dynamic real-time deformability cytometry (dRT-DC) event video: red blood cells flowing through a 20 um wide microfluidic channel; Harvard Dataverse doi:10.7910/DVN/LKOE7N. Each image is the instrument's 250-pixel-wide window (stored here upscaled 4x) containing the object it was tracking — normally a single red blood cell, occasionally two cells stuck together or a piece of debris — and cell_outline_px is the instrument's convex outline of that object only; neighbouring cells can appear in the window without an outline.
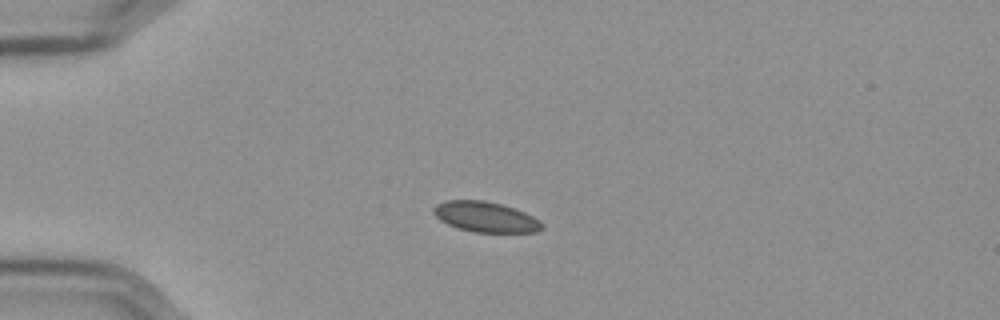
{"species": "Egyptian fruit bat (a non-hibernating species)", "species_latin": "Rousettus aegyptiacus", "temperature_condition": "cold", "stored_images_in_passage": 44, "camera_frame_rate_fps": 3000, "um_per_image_px": 0.085, "frame": {"image": 1, "passage_image": 1, "time_ms": 0.0, "image_size_px": [1000, 320], "cell_outline_px": [[544, 228], [536, 232], [472, 232], [456, 228], [440, 220], [432, 212], [432, 208], [436, 204], [444, 200], [484, 200], [516, 208], [540, 220], [544, 224]], "centroid_in_image_um": [41.26, 18.43], "position_along_channel_um": 43.7, "area_um2": 19.42}}
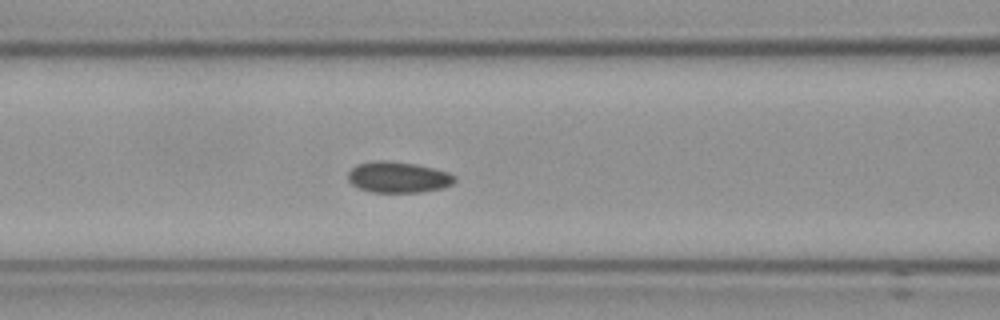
{"frame": {"image": 2, "passage_image": 11, "time_ms": 3.333, "image_size_px": [1000, 320], "cell_outline_px": [[456, 180], [452, 184], [444, 188], [420, 192], [372, 192], [360, 188], [352, 184], [348, 180], [348, 172], [356, 164], [376, 160], [388, 160], [416, 164], [448, 172], [456, 176]], "centroid_in_image_um": [33.85, 15.05], "position_along_channel_um": 132.8, "area_um2": 19.36}}
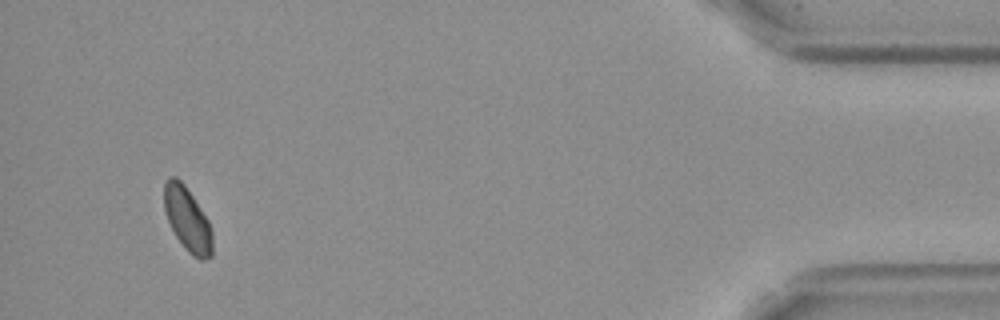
{"frame": {"image": 3, "passage_image": 41, "time_ms": 13.333, "image_size_px": [1000, 320], "cell_outline_px": [[212, 256], [204, 260], [200, 260], [192, 256], [184, 248], [176, 236], [168, 220], [164, 208], [164, 184], [168, 176], [176, 176], [184, 184], [208, 220], [212, 232]], "centroid_in_image_um": [15.93, 18.65], "position_along_channel_um": 419.3, "area_um2": 17.92}, "authors_computed_cell_mechanics": {"area_um2": 18.7561, "velocity_mm_per_s": 3.5323, "shape_relaxation_time_tau1_ms": null, "shape_relaxation_time_tau2_ms": 0.773, "deformation_change_tau1": null, "deformation_change_tau2": 0.0327}}